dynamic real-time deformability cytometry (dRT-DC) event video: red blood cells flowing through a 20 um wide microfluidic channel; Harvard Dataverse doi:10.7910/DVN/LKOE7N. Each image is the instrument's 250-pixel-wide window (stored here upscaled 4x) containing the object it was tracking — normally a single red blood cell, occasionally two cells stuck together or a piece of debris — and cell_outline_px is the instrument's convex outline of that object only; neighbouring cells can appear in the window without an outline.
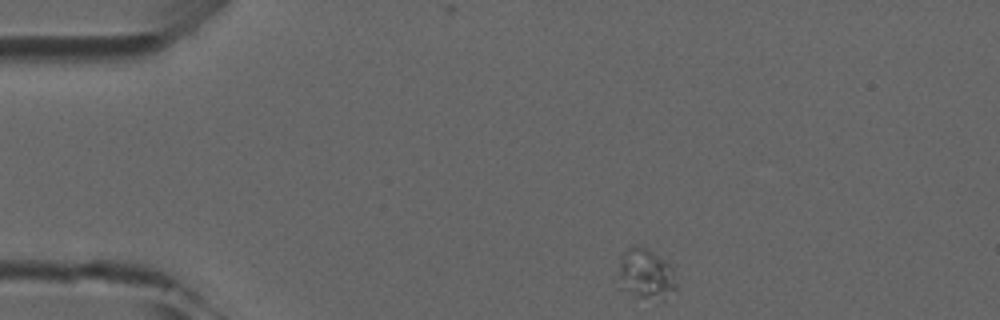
{"species": "common noctule bat (a hibernating species)", "species_latin": "Nyctalus noctula", "temperature_condition": "room temperature", "stored_images_in_passage": 43, "camera_frame_rate_fps": 3000, "um_per_image_px": 0.085, "animal": {"sex": "male", "forearm_length_mm": 52.5}, "frame": {"image": 1, "passage_image": 1, "time_ms": 0.0, "image_size_px": [1000, 320], "cell_outline_px": [[676, 292], [664, 300], [656, 304], [636, 296], [620, 288], [620, 256], [632, 244], [644, 248], [652, 252], [664, 260], [672, 268], [676, 284]], "centroid_in_image_um": [54.93, 23.38], "position_along_channel_um": 30.1, "area_um2": 17.34}}
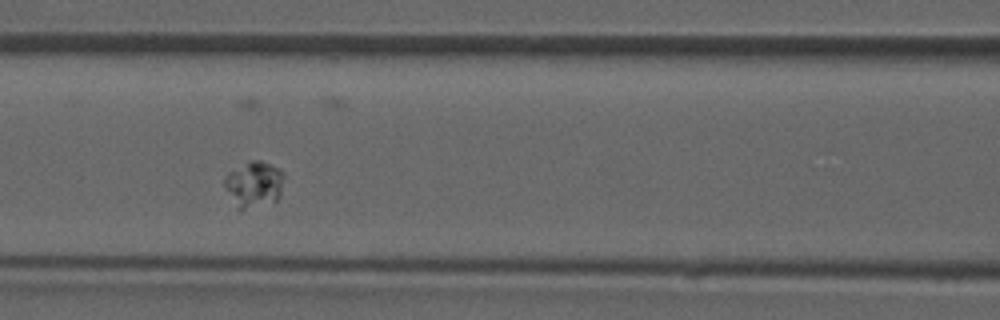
{"frame": {"image": 2, "passage_image": 14, "time_ms": 4.333, "image_size_px": [1000, 320], "cell_outline_px": [[284, 176], [280, 196], [276, 200], [240, 212], [224, 188], [224, 176], [228, 172], [252, 160], [260, 160], [280, 168], [284, 172]], "centroid_in_image_um": [21.58, 15.67], "position_along_channel_um": 145.0, "area_um2": 16.13}}
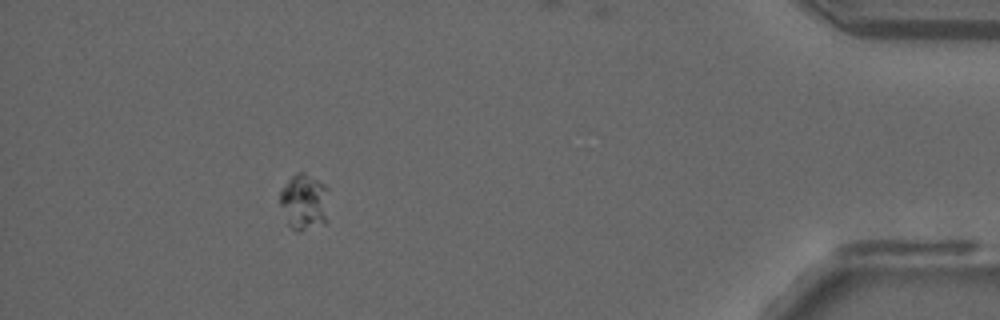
{"frame": {"image": 3, "passage_image": 38, "time_ms": 12.333, "image_size_px": [1000, 320], "cell_outline_px": [[328, 224], [300, 232], [296, 232], [288, 224], [280, 204], [280, 192], [288, 180], [296, 172], [304, 172], [324, 184], [328, 188]], "centroid_in_image_um": [25.9, 17.21], "position_along_channel_um": 409.3, "area_um2": 16.42}}